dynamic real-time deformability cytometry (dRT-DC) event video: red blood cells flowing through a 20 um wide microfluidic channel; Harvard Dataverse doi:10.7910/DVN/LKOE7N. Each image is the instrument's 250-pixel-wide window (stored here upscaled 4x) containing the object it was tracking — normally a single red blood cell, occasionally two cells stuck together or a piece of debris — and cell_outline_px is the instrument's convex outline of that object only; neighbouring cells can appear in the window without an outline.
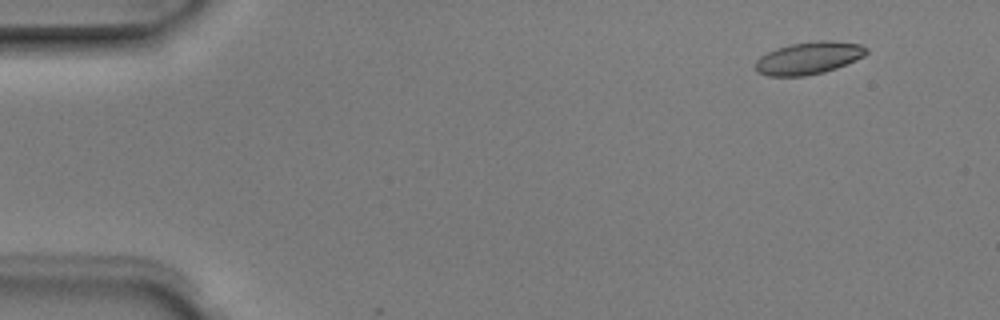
{"species": "Egyptian fruit bat (a non-hibernating species)", "species_latin": "Rousettus aegyptiacus", "temperature_condition": "room temperature", "stored_images_in_passage": 3, "camera_frame_rate_fps": 3000, "um_per_image_px": 0.085, "animal": {"sex": "male"}, "frame": {"image": 1, "passage_image": 1, "time_ms": 0.0, "image_size_px": [1000, 320], "cell_outline_px": [[868, 52], [864, 56], [856, 60], [836, 68], [824, 72], [804, 76], [768, 76], [756, 72], [756, 60], [760, 56], [776, 48], [792, 44], [820, 40], [832, 40], [860, 44], [868, 48]], "centroid_in_image_um": [68.75, 4.93], "position_along_channel_um": 16.3, "area_um2": 20.98}}
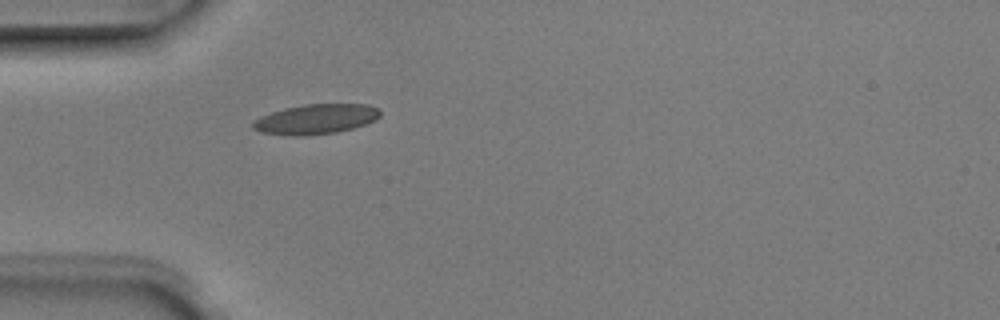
{"frame": {"image": 2, "passage_image": 3, "time_ms": 0.667, "image_size_px": [1000, 320], "cell_outline_px": [[380, 116], [364, 124], [352, 128], [336, 132], [300, 136], [292, 136], [260, 132], [252, 128], [252, 124], [260, 116], [284, 108], [304, 104], [368, 104], [376, 108], [380, 112]], "centroid_in_image_um": [26.8, 10.12], "position_along_channel_um": 58.2, "area_um2": 21.96}}